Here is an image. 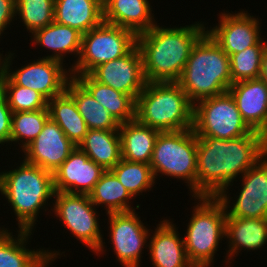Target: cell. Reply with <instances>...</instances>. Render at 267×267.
Segmentation results:
<instances>
[{
	"instance_id": "obj_1",
	"label": "cell",
	"mask_w": 267,
	"mask_h": 267,
	"mask_svg": "<svg viewBox=\"0 0 267 267\" xmlns=\"http://www.w3.org/2000/svg\"><path fill=\"white\" fill-rule=\"evenodd\" d=\"M266 155L265 137L256 131L226 140L197 137L196 196H217L230 189Z\"/></svg>"
},
{
	"instance_id": "obj_2",
	"label": "cell",
	"mask_w": 267,
	"mask_h": 267,
	"mask_svg": "<svg viewBox=\"0 0 267 267\" xmlns=\"http://www.w3.org/2000/svg\"><path fill=\"white\" fill-rule=\"evenodd\" d=\"M205 22L180 27H162L157 23L137 35L146 82H177L193 46L206 33Z\"/></svg>"
},
{
	"instance_id": "obj_3",
	"label": "cell",
	"mask_w": 267,
	"mask_h": 267,
	"mask_svg": "<svg viewBox=\"0 0 267 267\" xmlns=\"http://www.w3.org/2000/svg\"><path fill=\"white\" fill-rule=\"evenodd\" d=\"M0 193L11 205L19 230L33 232L40 211L52 208L53 174L23 159L18 167L0 172Z\"/></svg>"
},
{
	"instance_id": "obj_4",
	"label": "cell",
	"mask_w": 267,
	"mask_h": 267,
	"mask_svg": "<svg viewBox=\"0 0 267 267\" xmlns=\"http://www.w3.org/2000/svg\"><path fill=\"white\" fill-rule=\"evenodd\" d=\"M177 83L193 105L227 92L232 85L229 56L207 32L193 46Z\"/></svg>"
},
{
	"instance_id": "obj_5",
	"label": "cell",
	"mask_w": 267,
	"mask_h": 267,
	"mask_svg": "<svg viewBox=\"0 0 267 267\" xmlns=\"http://www.w3.org/2000/svg\"><path fill=\"white\" fill-rule=\"evenodd\" d=\"M135 119L159 132L187 130L193 127V104L177 82H146Z\"/></svg>"
},
{
	"instance_id": "obj_6",
	"label": "cell",
	"mask_w": 267,
	"mask_h": 267,
	"mask_svg": "<svg viewBox=\"0 0 267 267\" xmlns=\"http://www.w3.org/2000/svg\"><path fill=\"white\" fill-rule=\"evenodd\" d=\"M193 199L197 204L191 207V218L183 236L186 254L194 267L214 264L215 254L225 239V207L216 196H193Z\"/></svg>"
},
{
	"instance_id": "obj_7",
	"label": "cell",
	"mask_w": 267,
	"mask_h": 267,
	"mask_svg": "<svg viewBox=\"0 0 267 267\" xmlns=\"http://www.w3.org/2000/svg\"><path fill=\"white\" fill-rule=\"evenodd\" d=\"M149 165L155 180L158 175L181 179L190 197L196 196L197 136L193 129L159 132Z\"/></svg>"
},
{
	"instance_id": "obj_8",
	"label": "cell",
	"mask_w": 267,
	"mask_h": 267,
	"mask_svg": "<svg viewBox=\"0 0 267 267\" xmlns=\"http://www.w3.org/2000/svg\"><path fill=\"white\" fill-rule=\"evenodd\" d=\"M53 199V208L50 210L54 212L60 224L62 223L75 239L86 245L96 256L106 253V243L103 241L104 235L101 234L99 225V212L89 195L55 192Z\"/></svg>"
},
{
	"instance_id": "obj_9",
	"label": "cell",
	"mask_w": 267,
	"mask_h": 267,
	"mask_svg": "<svg viewBox=\"0 0 267 267\" xmlns=\"http://www.w3.org/2000/svg\"><path fill=\"white\" fill-rule=\"evenodd\" d=\"M137 45L131 30L103 22L82 35L81 52L71 77L89 74L98 65L128 54Z\"/></svg>"
},
{
	"instance_id": "obj_10",
	"label": "cell",
	"mask_w": 267,
	"mask_h": 267,
	"mask_svg": "<svg viewBox=\"0 0 267 267\" xmlns=\"http://www.w3.org/2000/svg\"><path fill=\"white\" fill-rule=\"evenodd\" d=\"M197 137L233 139L248 135L252 130L242 119L229 91L206 98L193 105V127Z\"/></svg>"
},
{
	"instance_id": "obj_11",
	"label": "cell",
	"mask_w": 267,
	"mask_h": 267,
	"mask_svg": "<svg viewBox=\"0 0 267 267\" xmlns=\"http://www.w3.org/2000/svg\"><path fill=\"white\" fill-rule=\"evenodd\" d=\"M7 53V54H6ZM0 53V70L16 85L31 88L48 101L62 94L71 78L70 69L60 61L41 58L30 61L13 71V52ZM12 66V67H11Z\"/></svg>"
},
{
	"instance_id": "obj_12",
	"label": "cell",
	"mask_w": 267,
	"mask_h": 267,
	"mask_svg": "<svg viewBox=\"0 0 267 267\" xmlns=\"http://www.w3.org/2000/svg\"><path fill=\"white\" fill-rule=\"evenodd\" d=\"M240 178L241 188L235 200L229 189L216 196L225 207L226 217L267 218V155Z\"/></svg>"
},
{
	"instance_id": "obj_13",
	"label": "cell",
	"mask_w": 267,
	"mask_h": 267,
	"mask_svg": "<svg viewBox=\"0 0 267 267\" xmlns=\"http://www.w3.org/2000/svg\"><path fill=\"white\" fill-rule=\"evenodd\" d=\"M108 215V234L116 260L123 267H140L144 248L149 245L150 231L136 210ZM142 257V258H141Z\"/></svg>"
},
{
	"instance_id": "obj_14",
	"label": "cell",
	"mask_w": 267,
	"mask_h": 267,
	"mask_svg": "<svg viewBox=\"0 0 267 267\" xmlns=\"http://www.w3.org/2000/svg\"><path fill=\"white\" fill-rule=\"evenodd\" d=\"M242 10L238 13L223 10L218 15V25L216 23L210 28L206 26V32L228 56L254 45L267 44L261 36L260 19Z\"/></svg>"
},
{
	"instance_id": "obj_15",
	"label": "cell",
	"mask_w": 267,
	"mask_h": 267,
	"mask_svg": "<svg viewBox=\"0 0 267 267\" xmlns=\"http://www.w3.org/2000/svg\"><path fill=\"white\" fill-rule=\"evenodd\" d=\"M89 74L96 81L130 95L135 101L146 84L137 45L128 54L98 65Z\"/></svg>"
},
{
	"instance_id": "obj_16",
	"label": "cell",
	"mask_w": 267,
	"mask_h": 267,
	"mask_svg": "<svg viewBox=\"0 0 267 267\" xmlns=\"http://www.w3.org/2000/svg\"><path fill=\"white\" fill-rule=\"evenodd\" d=\"M75 148L57 123L49 118L35 140L22 151L21 159L54 174Z\"/></svg>"
},
{
	"instance_id": "obj_17",
	"label": "cell",
	"mask_w": 267,
	"mask_h": 267,
	"mask_svg": "<svg viewBox=\"0 0 267 267\" xmlns=\"http://www.w3.org/2000/svg\"><path fill=\"white\" fill-rule=\"evenodd\" d=\"M34 232L17 229V236L0 227V267H49L63 253L48 248L30 249L29 239ZM15 237V238H14ZM46 249V250H45ZM61 253V254H60Z\"/></svg>"
},
{
	"instance_id": "obj_18",
	"label": "cell",
	"mask_w": 267,
	"mask_h": 267,
	"mask_svg": "<svg viewBox=\"0 0 267 267\" xmlns=\"http://www.w3.org/2000/svg\"><path fill=\"white\" fill-rule=\"evenodd\" d=\"M104 172L101 166L76 147L53 174L54 190L89 195Z\"/></svg>"
},
{
	"instance_id": "obj_19",
	"label": "cell",
	"mask_w": 267,
	"mask_h": 267,
	"mask_svg": "<svg viewBox=\"0 0 267 267\" xmlns=\"http://www.w3.org/2000/svg\"><path fill=\"white\" fill-rule=\"evenodd\" d=\"M170 220L164 218L154 231L150 229L147 251L152 267H194L187 257L183 237Z\"/></svg>"
},
{
	"instance_id": "obj_20",
	"label": "cell",
	"mask_w": 267,
	"mask_h": 267,
	"mask_svg": "<svg viewBox=\"0 0 267 267\" xmlns=\"http://www.w3.org/2000/svg\"><path fill=\"white\" fill-rule=\"evenodd\" d=\"M244 122L252 131L267 132V85L261 78L242 80L229 87Z\"/></svg>"
},
{
	"instance_id": "obj_21",
	"label": "cell",
	"mask_w": 267,
	"mask_h": 267,
	"mask_svg": "<svg viewBox=\"0 0 267 267\" xmlns=\"http://www.w3.org/2000/svg\"><path fill=\"white\" fill-rule=\"evenodd\" d=\"M225 240L228 242L225 264L234 261L243 249L247 252L262 249L267 243V218L226 217Z\"/></svg>"
},
{
	"instance_id": "obj_22",
	"label": "cell",
	"mask_w": 267,
	"mask_h": 267,
	"mask_svg": "<svg viewBox=\"0 0 267 267\" xmlns=\"http://www.w3.org/2000/svg\"><path fill=\"white\" fill-rule=\"evenodd\" d=\"M150 0H107L103 4L105 23L131 30L136 35L149 31L158 21Z\"/></svg>"
},
{
	"instance_id": "obj_23",
	"label": "cell",
	"mask_w": 267,
	"mask_h": 267,
	"mask_svg": "<svg viewBox=\"0 0 267 267\" xmlns=\"http://www.w3.org/2000/svg\"><path fill=\"white\" fill-rule=\"evenodd\" d=\"M30 37L31 44H35V47L40 45L42 48L49 49L47 51L52 53H47L48 56H43L41 58L54 59L63 63L65 62L64 58L67 57V54H70L71 56L74 55V58L77 57V59L73 60L74 62L69 69L75 65L79 58L82 34L72 27L58 24L53 21L43 29L37 30Z\"/></svg>"
},
{
	"instance_id": "obj_24",
	"label": "cell",
	"mask_w": 267,
	"mask_h": 267,
	"mask_svg": "<svg viewBox=\"0 0 267 267\" xmlns=\"http://www.w3.org/2000/svg\"><path fill=\"white\" fill-rule=\"evenodd\" d=\"M54 21L72 27L82 35L104 22L98 0H55Z\"/></svg>"
},
{
	"instance_id": "obj_25",
	"label": "cell",
	"mask_w": 267,
	"mask_h": 267,
	"mask_svg": "<svg viewBox=\"0 0 267 267\" xmlns=\"http://www.w3.org/2000/svg\"><path fill=\"white\" fill-rule=\"evenodd\" d=\"M121 157L129 162L150 163L159 131L136 119L119 126Z\"/></svg>"
},
{
	"instance_id": "obj_26",
	"label": "cell",
	"mask_w": 267,
	"mask_h": 267,
	"mask_svg": "<svg viewBox=\"0 0 267 267\" xmlns=\"http://www.w3.org/2000/svg\"><path fill=\"white\" fill-rule=\"evenodd\" d=\"M77 147L105 171L111 170L122 159L118 130H88Z\"/></svg>"
},
{
	"instance_id": "obj_27",
	"label": "cell",
	"mask_w": 267,
	"mask_h": 267,
	"mask_svg": "<svg viewBox=\"0 0 267 267\" xmlns=\"http://www.w3.org/2000/svg\"><path fill=\"white\" fill-rule=\"evenodd\" d=\"M65 91L74 99L88 130H119L120 123L76 78L69 79Z\"/></svg>"
},
{
	"instance_id": "obj_28",
	"label": "cell",
	"mask_w": 267,
	"mask_h": 267,
	"mask_svg": "<svg viewBox=\"0 0 267 267\" xmlns=\"http://www.w3.org/2000/svg\"><path fill=\"white\" fill-rule=\"evenodd\" d=\"M75 78L120 124L135 120L136 101L130 95L96 81L90 74Z\"/></svg>"
},
{
	"instance_id": "obj_29",
	"label": "cell",
	"mask_w": 267,
	"mask_h": 267,
	"mask_svg": "<svg viewBox=\"0 0 267 267\" xmlns=\"http://www.w3.org/2000/svg\"><path fill=\"white\" fill-rule=\"evenodd\" d=\"M89 198L97 208L104 205L106 214L139 210L140 208V204H137L135 208L131 206L133 204L131 200L134 198L110 170L101 175L89 193Z\"/></svg>"
},
{
	"instance_id": "obj_30",
	"label": "cell",
	"mask_w": 267,
	"mask_h": 267,
	"mask_svg": "<svg viewBox=\"0 0 267 267\" xmlns=\"http://www.w3.org/2000/svg\"><path fill=\"white\" fill-rule=\"evenodd\" d=\"M49 118L56 122L67 138L77 147L87 134L85 120L78 112L74 99L64 91L48 101Z\"/></svg>"
},
{
	"instance_id": "obj_31",
	"label": "cell",
	"mask_w": 267,
	"mask_h": 267,
	"mask_svg": "<svg viewBox=\"0 0 267 267\" xmlns=\"http://www.w3.org/2000/svg\"><path fill=\"white\" fill-rule=\"evenodd\" d=\"M110 171L133 198L143 195V192L152 191L157 181L150 165L145 163L129 162L121 159Z\"/></svg>"
},
{
	"instance_id": "obj_32",
	"label": "cell",
	"mask_w": 267,
	"mask_h": 267,
	"mask_svg": "<svg viewBox=\"0 0 267 267\" xmlns=\"http://www.w3.org/2000/svg\"><path fill=\"white\" fill-rule=\"evenodd\" d=\"M48 119V108L13 113L10 145L18 143L23 151L39 135Z\"/></svg>"
},
{
	"instance_id": "obj_33",
	"label": "cell",
	"mask_w": 267,
	"mask_h": 267,
	"mask_svg": "<svg viewBox=\"0 0 267 267\" xmlns=\"http://www.w3.org/2000/svg\"><path fill=\"white\" fill-rule=\"evenodd\" d=\"M0 92L5 96L12 113L47 108L48 100L39 92L14 84L0 70Z\"/></svg>"
},
{
	"instance_id": "obj_34",
	"label": "cell",
	"mask_w": 267,
	"mask_h": 267,
	"mask_svg": "<svg viewBox=\"0 0 267 267\" xmlns=\"http://www.w3.org/2000/svg\"><path fill=\"white\" fill-rule=\"evenodd\" d=\"M55 0H16V18L31 35L54 21Z\"/></svg>"
},
{
	"instance_id": "obj_35",
	"label": "cell",
	"mask_w": 267,
	"mask_h": 267,
	"mask_svg": "<svg viewBox=\"0 0 267 267\" xmlns=\"http://www.w3.org/2000/svg\"><path fill=\"white\" fill-rule=\"evenodd\" d=\"M264 47L265 45H254L229 55L232 83L260 78Z\"/></svg>"
},
{
	"instance_id": "obj_36",
	"label": "cell",
	"mask_w": 267,
	"mask_h": 267,
	"mask_svg": "<svg viewBox=\"0 0 267 267\" xmlns=\"http://www.w3.org/2000/svg\"><path fill=\"white\" fill-rule=\"evenodd\" d=\"M12 111L5 96L0 92V145H10ZM0 146V147H1Z\"/></svg>"
},
{
	"instance_id": "obj_37",
	"label": "cell",
	"mask_w": 267,
	"mask_h": 267,
	"mask_svg": "<svg viewBox=\"0 0 267 267\" xmlns=\"http://www.w3.org/2000/svg\"><path fill=\"white\" fill-rule=\"evenodd\" d=\"M16 16V0H0V36L13 23ZM9 25V26H8ZM0 37V38H1Z\"/></svg>"
},
{
	"instance_id": "obj_38",
	"label": "cell",
	"mask_w": 267,
	"mask_h": 267,
	"mask_svg": "<svg viewBox=\"0 0 267 267\" xmlns=\"http://www.w3.org/2000/svg\"><path fill=\"white\" fill-rule=\"evenodd\" d=\"M260 78L267 85V44L263 49Z\"/></svg>"
},
{
	"instance_id": "obj_39",
	"label": "cell",
	"mask_w": 267,
	"mask_h": 267,
	"mask_svg": "<svg viewBox=\"0 0 267 267\" xmlns=\"http://www.w3.org/2000/svg\"><path fill=\"white\" fill-rule=\"evenodd\" d=\"M212 265L213 264H201V265H198L197 267H213Z\"/></svg>"
},
{
	"instance_id": "obj_40",
	"label": "cell",
	"mask_w": 267,
	"mask_h": 267,
	"mask_svg": "<svg viewBox=\"0 0 267 267\" xmlns=\"http://www.w3.org/2000/svg\"><path fill=\"white\" fill-rule=\"evenodd\" d=\"M102 5L107 1V0H98Z\"/></svg>"
},
{
	"instance_id": "obj_41",
	"label": "cell",
	"mask_w": 267,
	"mask_h": 267,
	"mask_svg": "<svg viewBox=\"0 0 267 267\" xmlns=\"http://www.w3.org/2000/svg\"><path fill=\"white\" fill-rule=\"evenodd\" d=\"M265 140H266V146H267V132L264 134Z\"/></svg>"
}]
</instances>
